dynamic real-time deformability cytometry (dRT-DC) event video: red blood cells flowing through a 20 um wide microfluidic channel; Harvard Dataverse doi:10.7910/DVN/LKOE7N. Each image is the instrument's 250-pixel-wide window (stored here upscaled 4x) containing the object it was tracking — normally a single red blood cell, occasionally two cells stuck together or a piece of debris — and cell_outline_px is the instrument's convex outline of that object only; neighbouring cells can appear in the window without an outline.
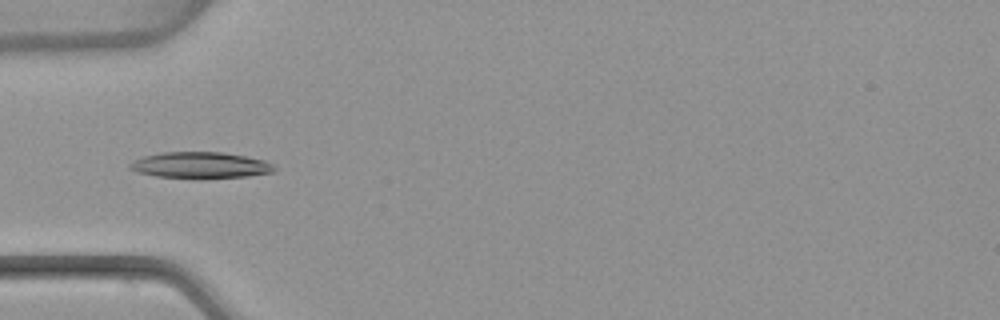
{"species": "common noctule bat (a hibernating species)", "species_latin": "Nyctalus noctula", "temperature_condition": "warm", "stored_images_in_passage": 9, "camera_frame_rate_fps": 3000, "um_per_image_px": 0.085, "animal": {"sex": "female", "body_mass_g": 22.7, "forearm_length_mm": 54.2}, "frame": {"image": 1, "passage_image": 2, "time_ms": 0.333, "image_size_px": [1000, 320], "cell_outline_px": [[276, 168], [272, 172], [248, 176], [200, 180], [156, 176], [136, 172], [128, 168], [128, 164], [144, 156], [160, 152], [224, 152], [264, 160], [272, 164]], "centroid_in_image_um": [17.01, 14.06], "position_along_channel_um": 68.0, "area_um2": 22.54}}